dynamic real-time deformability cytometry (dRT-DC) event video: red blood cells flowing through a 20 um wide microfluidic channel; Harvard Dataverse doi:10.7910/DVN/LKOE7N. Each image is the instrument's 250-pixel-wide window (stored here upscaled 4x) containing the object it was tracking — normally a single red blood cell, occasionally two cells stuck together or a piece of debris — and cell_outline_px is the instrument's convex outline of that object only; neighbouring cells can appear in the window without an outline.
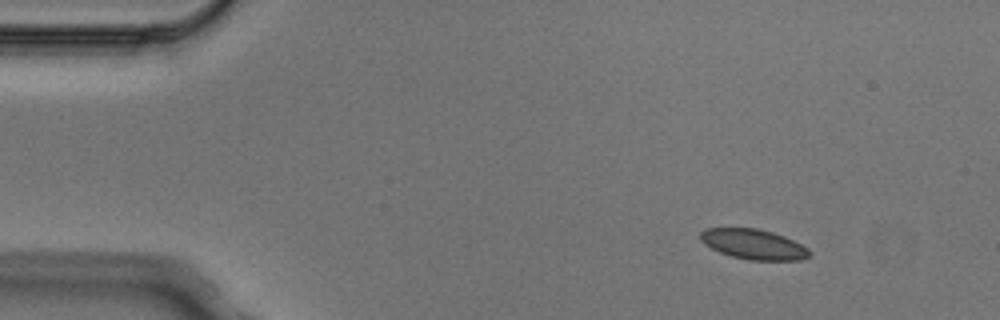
{"species": "Egyptian fruit bat (a non-hibernating species)", "species_latin": "Rousettus aegyptiacus", "temperature_condition": "cold", "stored_images_in_passage": 5, "camera_frame_rate_fps": 3000, "um_per_image_px": 0.085, "animal": {"sex": "male"}, "frame": {"image": 1, "passage_image": 1, "time_ms": 0.0, "image_size_px": [1000, 320], "cell_outline_px": [[812, 252], [808, 256], [800, 260], [748, 260], [732, 256], [720, 252], [704, 244], [700, 240], [700, 232], [704, 228], [756, 228], [772, 232], [784, 236], [808, 248]], "centroid_in_image_um": [64.03, 20.76], "position_along_channel_um": 21.0, "area_um2": 19.07}}
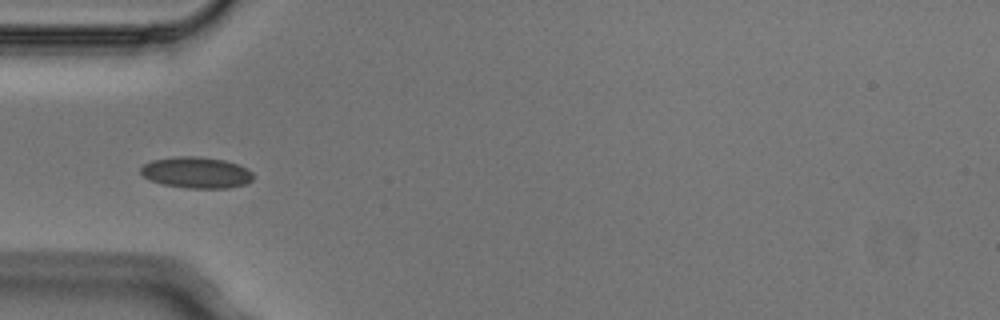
{"frame": {"image": 2, "passage_image": 4, "time_ms": 1.0, "image_size_px": [1000, 320], "cell_outline_px": [[252, 180], [244, 184], [228, 188], [188, 188], [164, 184], [152, 180], [144, 176], [140, 172], [140, 168], [144, 164], [152, 160], [176, 156], [196, 156], [224, 160], [248, 168], [252, 172]], "centroid_in_image_um": [16.69, 14.66], "position_along_channel_um": 68.3, "area_um2": 20.29}}
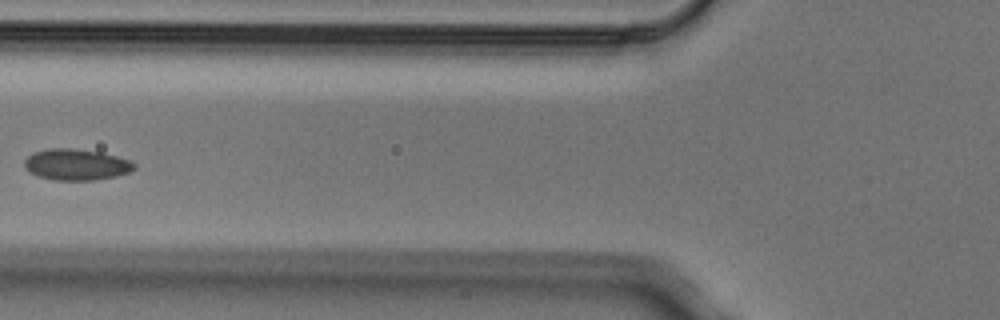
{"frame": {"image": 3, "passage_image": 5, "time_ms": 1.333, "image_size_px": [1000, 320], "cell_outline_px": [[136, 168], [128, 172], [116, 176], [96, 180], [56, 180], [40, 176], [28, 172], [24, 168], [24, 160], [32, 152], [48, 148], [72, 148], [100, 152], [132, 160], [136, 164]], "centroid_in_image_um": [6.48, 13.98], "position_along_channel_um": 119.3, "area_um2": 20.11}}